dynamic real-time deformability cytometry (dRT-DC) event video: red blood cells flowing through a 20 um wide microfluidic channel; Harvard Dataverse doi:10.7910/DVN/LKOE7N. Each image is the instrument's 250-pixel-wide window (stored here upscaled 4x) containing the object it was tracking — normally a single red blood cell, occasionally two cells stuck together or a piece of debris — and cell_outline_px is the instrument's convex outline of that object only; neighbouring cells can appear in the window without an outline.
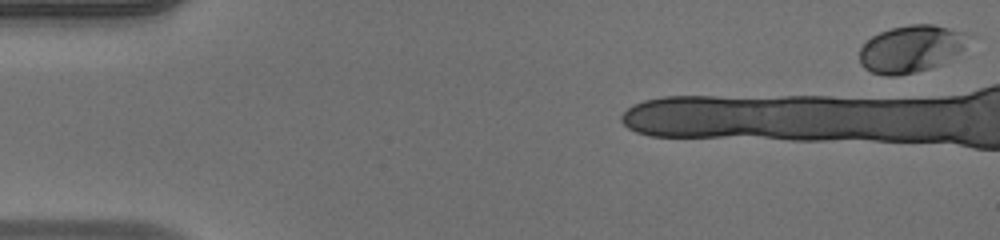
{"species": "human", "species_latin": "Homo sapiens", "temperature_condition": "warm", "stored_images_in_passage": 3, "camera_frame_rate_fps": 3000, "um_per_image_px": 0.085, "donor": {"sex": "male"}, "frame": {"image": 1, "passage_image": 1, "time_ms": 0.0, "image_size_px": [1000, 240], "cell_outline_px": [[964, 48], [940, 64], [928, 68], [896, 76], [888, 76], [872, 72], [864, 68], [860, 64], [860, 48], [872, 36], [880, 32], [892, 28], [908, 24], [932, 24], [964, 32]], "centroid_in_image_um": [77.35, 4.15], "position_along_channel_um": 7.6, "area_um2": 29.13}}